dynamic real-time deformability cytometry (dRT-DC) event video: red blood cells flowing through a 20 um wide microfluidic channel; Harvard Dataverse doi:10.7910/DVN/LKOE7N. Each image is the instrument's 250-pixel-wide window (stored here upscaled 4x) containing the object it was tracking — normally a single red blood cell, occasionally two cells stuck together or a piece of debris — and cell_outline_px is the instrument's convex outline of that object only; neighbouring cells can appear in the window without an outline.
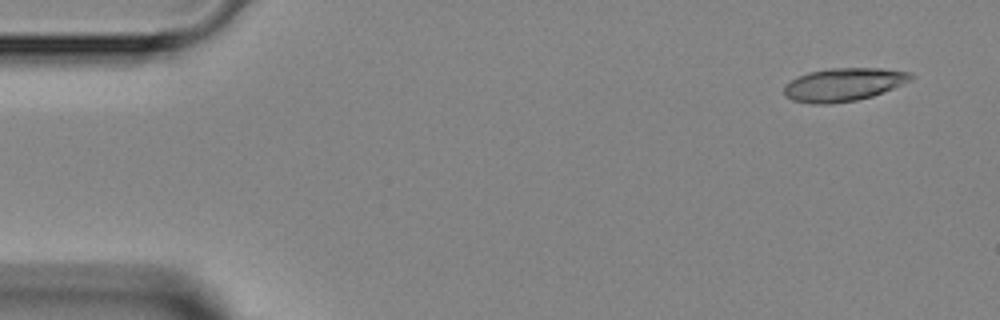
{"species": "Egyptian fruit bat (a non-hibernating species)", "species_latin": "Rousettus aegyptiacus", "temperature_condition": "room temperature", "stored_images_in_passage": 3, "camera_frame_rate_fps": 3000, "um_per_image_px": 0.085, "animal": {"sex": "female"}, "frame": {"image": 1, "passage_image": 1, "time_ms": 0.0, "image_size_px": [1000, 320], "cell_outline_px": [[916, 76], [912, 80], [872, 96], [856, 100], [824, 104], [812, 104], [792, 100], [784, 92], [784, 88], [792, 80], [808, 72], [828, 68], [880, 68], [912, 72]], "centroid_in_image_um": [71.75, 7.17], "position_along_channel_um": 13.2, "area_um2": 24.28}}